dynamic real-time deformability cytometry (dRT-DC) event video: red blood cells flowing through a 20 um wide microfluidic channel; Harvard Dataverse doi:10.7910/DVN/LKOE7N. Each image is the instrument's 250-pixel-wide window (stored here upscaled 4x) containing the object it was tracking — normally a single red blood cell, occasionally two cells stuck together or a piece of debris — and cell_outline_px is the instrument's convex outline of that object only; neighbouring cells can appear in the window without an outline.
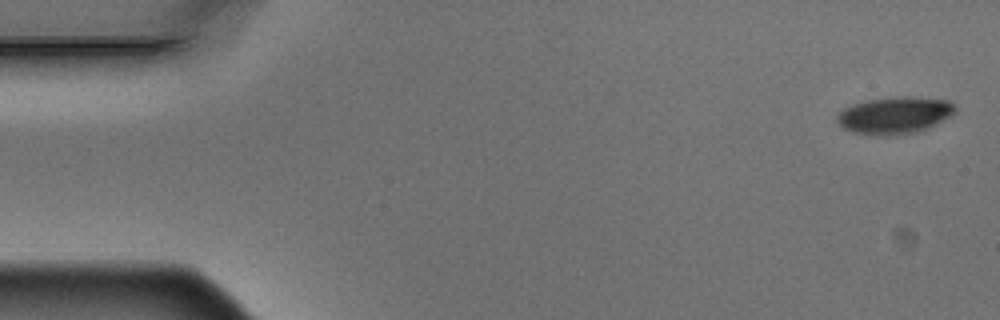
{"species": "Egyptian fruit bat (a non-hibernating species)", "species_latin": "Rousettus aegyptiacus", "temperature_condition": "warm", "stored_images_in_passage": 5, "camera_frame_rate_fps": 3000, "um_per_image_px": 0.085, "animal": {"sex": "male"}, "frame": {"image": 1, "passage_image": 1, "time_ms": 0.0, "image_size_px": [1000, 320], "cell_outline_px": [[956, 112], [928, 128], [916, 132], [888, 136], [876, 136], [852, 132], [844, 128], [836, 120], [840, 112], [844, 108], [852, 104], [868, 100], [900, 96], [912, 96], [952, 100], [956, 104]], "centroid_in_image_um": [76.08, 9.79], "position_along_channel_um": 8.9, "area_um2": 25.66}}
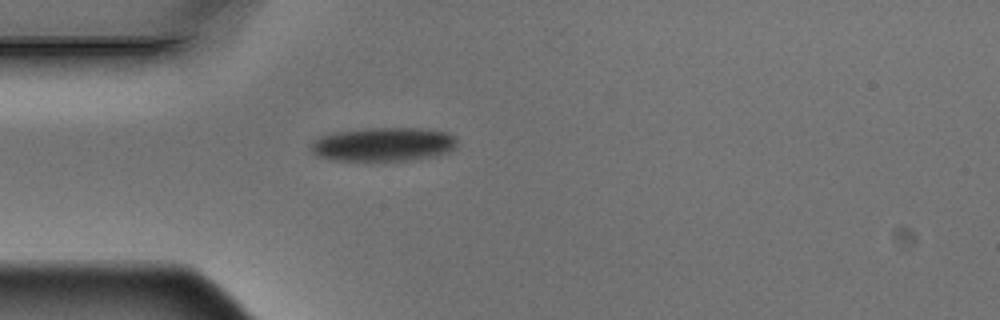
{"frame": {"image": 2, "passage_image": 5, "time_ms": 1.333, "image_size_px": [1000, 320], "cell_outline_px": [[456, 148], [448, 152], [436, 156], [404, 160], [332, 160], [316, 156], [308, 148], [312, 140], [320, 136], [332, 132], [368, 128], [424, 128], [448, 132], [456, 136]], "centroid_in_image_um": [32.56, 12.26], "position_along_channel_um": 52.4, "area_um2": 29.19}}